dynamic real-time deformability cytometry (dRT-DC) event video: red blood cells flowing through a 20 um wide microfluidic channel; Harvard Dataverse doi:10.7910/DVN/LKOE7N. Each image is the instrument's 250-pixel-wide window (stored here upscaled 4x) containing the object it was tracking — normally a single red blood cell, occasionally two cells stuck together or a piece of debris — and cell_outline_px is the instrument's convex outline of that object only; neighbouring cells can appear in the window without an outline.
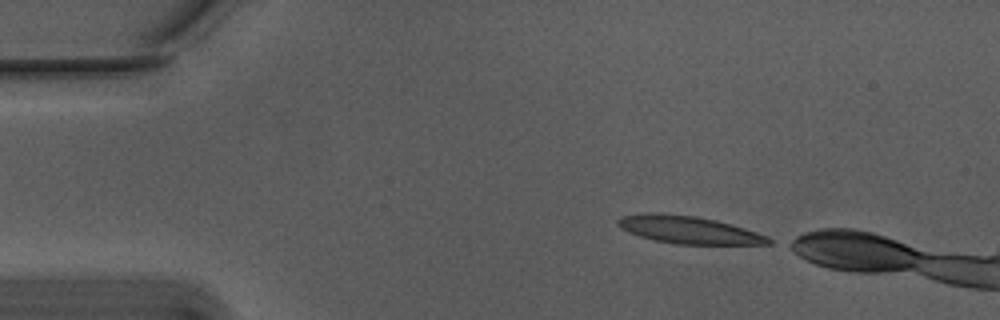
{"species": "Egyptian fruit bat (a non-hibernating species)", "species_latin": "Rousettus aegyptiacus", "temperature_condition": "warm", "stored_images_in_passage": 7, "camera_frame_rate_fps": 3000, "um_per_image_px": 0.085, "animal": {"sex": "male"}, "frame": {"image": 1, "passage_image": 1, "time_ms": 0.0, "image_size_px": [1000, 320], "cell_outline_px": [[776, 240], [772, 244], [676, 244], [656, 240], [640, 236], [620, 228], [616, 224], [616, 220], [620, 216], [652, 212], [656, 212], [696, 216], [716, 220], [768, 236]], "centroid_in_image_um": [58.53, 19.53], "position_along_channel_um": 26.5, "area_um2": 24.1}}